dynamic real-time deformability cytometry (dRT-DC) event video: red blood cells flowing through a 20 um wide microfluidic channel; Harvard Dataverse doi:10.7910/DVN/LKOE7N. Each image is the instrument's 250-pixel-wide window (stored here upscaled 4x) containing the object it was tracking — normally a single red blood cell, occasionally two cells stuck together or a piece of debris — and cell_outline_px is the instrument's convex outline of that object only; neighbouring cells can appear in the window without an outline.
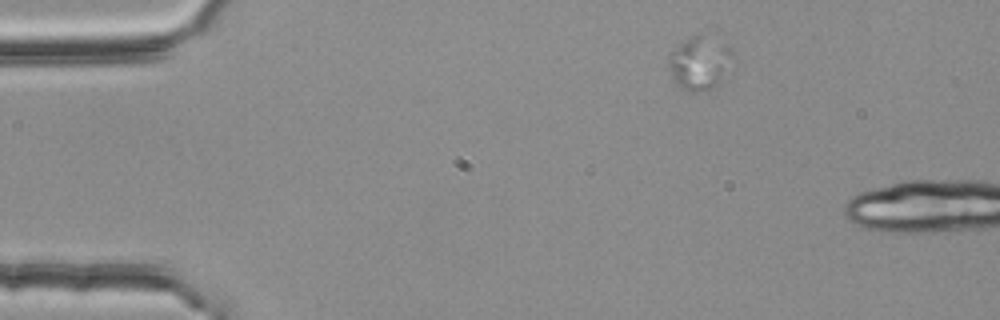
{"species": "common noctule bat (a hibernating species)", "species_latin": "Nyctalus noctula", "temperature_condition": "room temperature", "stored_images_in_passage": 2, "camera_frame_rate_fps": 3000, "um_per_image_px": 0.085, "animal": {"sex": "female", "body_mass_g": 25.1}, "frame": {"image": 1, "passage_image": 1, "time_ms": 0.0, "image_size_px": [1000, 320], "cell_outline_px": [[736, 56], [716, 84], [712, 88], [700, 92], [692, 92], [680, 88], [672, 80], [668, 64], [668, 52], [684, 40], [692, 36], [704, 32], [728, 44], [732, 48]], "centroid_in_image_um": [59.46, 5.29], "position_along_channel_um": 25.5, "area_um2": 20.58}}